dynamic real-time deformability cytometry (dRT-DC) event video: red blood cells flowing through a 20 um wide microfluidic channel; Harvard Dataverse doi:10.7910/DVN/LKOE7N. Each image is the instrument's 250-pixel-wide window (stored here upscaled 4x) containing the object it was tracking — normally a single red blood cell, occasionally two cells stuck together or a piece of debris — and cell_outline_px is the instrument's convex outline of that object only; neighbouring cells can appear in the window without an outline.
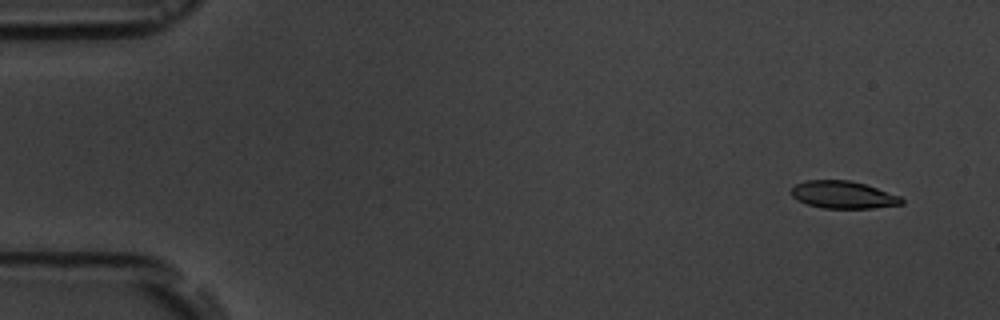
{"species": "common noctule bat (a hibernating species)", "species_latin": "Nyctalus noctula", "temperature_condition": "room temperature", "stored_images_in_passage": 6, "camera_frame_rate_fps": 3000, "um_per_image_px": 0.085, "animal": {"sex": "male", "body_mass_g": 19.5, "forearm_length_mm": 54.6}, "frame": {"image": 1, "passage_image": 1, "time_ms": 0.0, "image_size_px": [1000, 320], "cell_outline_px": [[904, 204], [872, 208], [824, 208], [808, 204], [792, 196], [788, 192], [796, 184], [808, 180], [848, 180], [864, 184], [900, 196], [904, 200]], "centroid_in_image_um": [71.67, 16.56], "position_along_channel_um": 13.3, "area_um2": 17.46}}
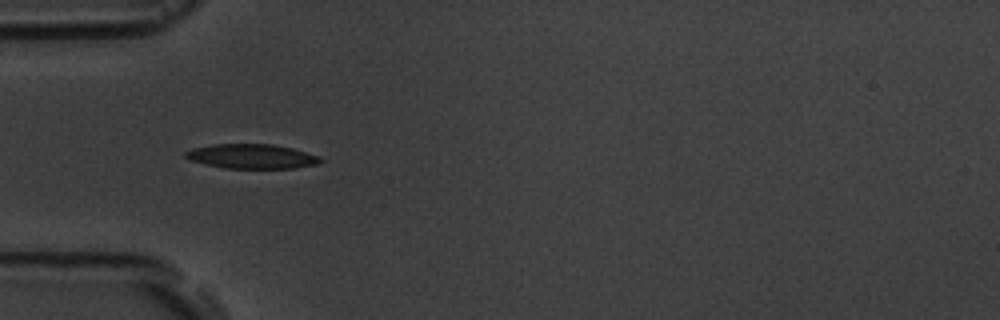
{"frame": {"image": 2, "passage_image": 5, "time_ms": 4.667, "image_size_px": [1000, 320], "cell_outline_px": [[324, 160], [316, 164], [292, 168], [224, 168], [188, 160], [184, 156], [184, 152], [192, 148], [216, 144], [272, 144], [292, 148], [320, 156]], "centroid_in_image_um": [21.38, 13.29], "position_along_channel_um": 63.6, "area_um2": 19.25}}
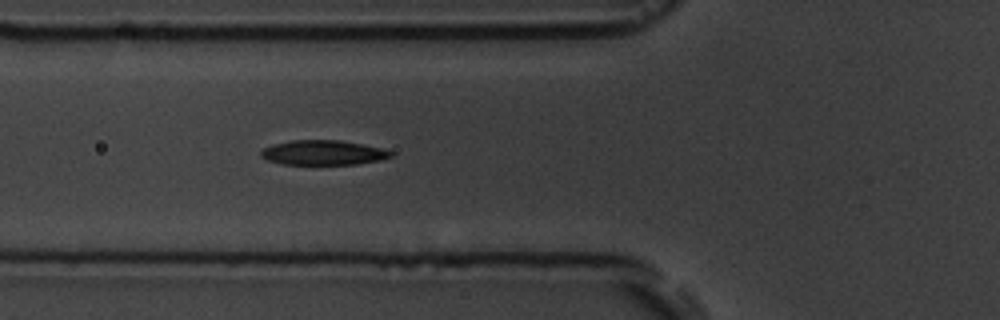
{"frame": {"image": 3, "passage_image": 6, "time_ms": 5.667, "image_size_px": [1000, 320], "cell_outline_px": [[392, 156], [380, 160], [356, 164], [280, 164], [268, 160], [260, 156], [260, 152], [264, 148], [272, 144], [292, 140], [340, 140], [384, 148], [392, 152]], "centroid_in_image_um": [27.46, 12.97], "position_along_channel_um": 98.3, "area_um2": 18.73}}